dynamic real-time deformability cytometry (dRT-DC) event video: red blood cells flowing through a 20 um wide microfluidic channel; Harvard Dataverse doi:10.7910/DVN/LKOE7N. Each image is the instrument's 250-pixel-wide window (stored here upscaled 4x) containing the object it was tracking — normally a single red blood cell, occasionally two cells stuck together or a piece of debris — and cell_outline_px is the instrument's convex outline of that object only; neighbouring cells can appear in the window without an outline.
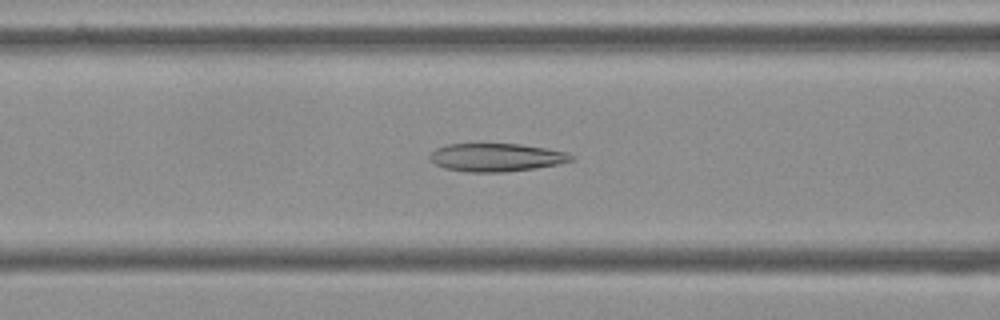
{"species": "Egyptian fruit bat (a non-hibernating species)", "species_latin": "Rousettus aegyptiacus", "temperature_condition": "cold", "stored_images_in_passage": 39, "camera_frame_rate_fps": 3000, "um_per_image_px": 0.085, "frame": {"image": 1, "passage_image": 6, "time_ms": 1.667, "image_size_px": [1000, 320], "cell_outline_px": [[576, 160], [536, 168], [504, 172], [468, 172], [444, 168], [428, 160], [428, 156], [436, 148], [448, 144], [520, 144], [544, 148], [564, 152], [572, 156]], "centroid_in_image_um": [42.13, 13.38], "position_along_channel_um": 124.5, "area_um2": 23.06}}
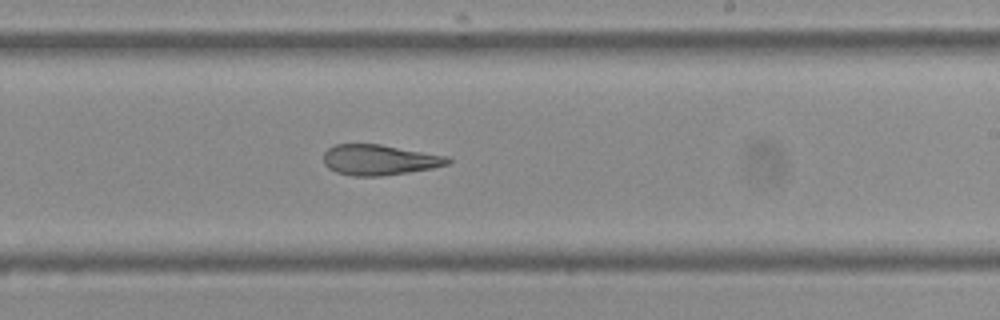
{"frame": {"image": 2, "passage_image": 17, "time_ms": 5.333, "image_size_px": [1000, 320], "cell_outline_px": [[452, 160], [448, 164], [432, 168], [408, 172], [380, 176], [352, 176], [336, 172], [328, 168], [324, 164], [324, 152], [328, 148], [336, 144], [380, 144], [448, 156]], "centroid_in_image_um": [32.23, 13.59], "position_along_channel_um": 256.8, "area_um2": 22.08}}
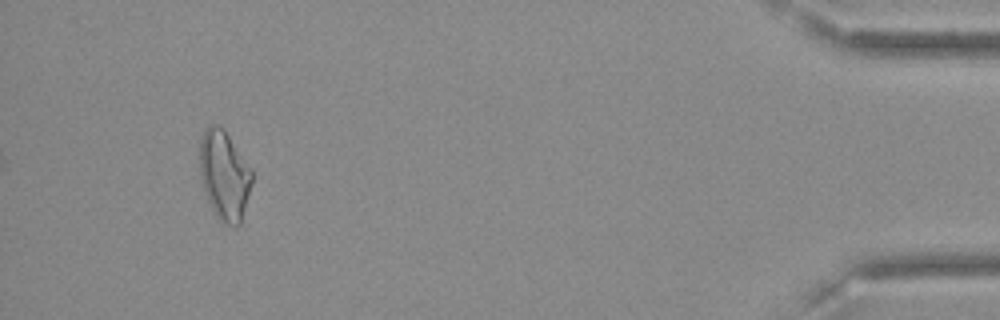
{"frame": {"image": 3, "passage_image": 36, "time_ms": 11.667, "image_size_px": [1000, 320], "cell_outline_px": [[252, 184], [240, 224], [224, 224], [216, 216], [208, 200], [200, 176], [200, 136], [212, 124], [220, 124], [224, 128], [252, 172]], "centroid_in_image_um": [19.06, 14.88], "position_along_channel_um": 416.1, "area_um2": 26.76}, "authors_computed_cell_mechanics": {"area_um2": 23.0622, "velocity_mm_per_s": 3.6137, "shape_relaxation_time_tau1_ms": null, "shape_relaxation_time_tau2_ms": 5.5801, "deformation_change_tau1": null, "deformation_change_tau2": 0.1528}}